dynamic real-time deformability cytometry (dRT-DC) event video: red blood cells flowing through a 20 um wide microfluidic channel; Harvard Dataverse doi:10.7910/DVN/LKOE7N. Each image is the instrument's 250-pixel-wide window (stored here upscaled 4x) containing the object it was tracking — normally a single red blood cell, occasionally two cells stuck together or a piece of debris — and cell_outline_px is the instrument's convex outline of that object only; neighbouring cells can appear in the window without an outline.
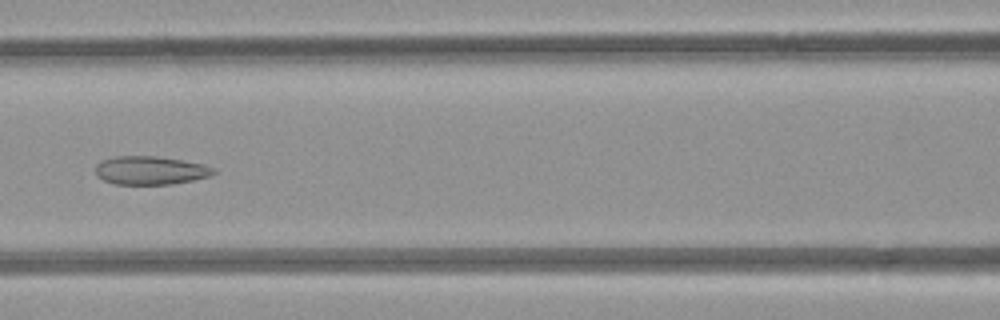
{"species": "common noctule bat (a hibernating species)", "species_latin": "Nyctalus noctula", "temperature_condition": "room temperature", "stored_images_in_passage": 6, "camera_frame_rate_fps": 3000, "um_per_image_px": 0.085, "animal": {"sex": "female", "body_mass_g": 21.9}, "frame": {"image": 1, "passage_image": 6, "time_ms": 5.667, "image_size_px": [1000, 320], "cell_outline_px": [[216, 172], [208, 176], [192, 180], [172, 184], [116, 184], [104, 180], [96, 176], [96, 164], [100, 160], [112, 156], [156, 156], [204, 164], [216, 168]], "centroid_in_image_um": [12.75, 14.47], "position_along_channel_um": 153.8, "area_um2": 19.59}}